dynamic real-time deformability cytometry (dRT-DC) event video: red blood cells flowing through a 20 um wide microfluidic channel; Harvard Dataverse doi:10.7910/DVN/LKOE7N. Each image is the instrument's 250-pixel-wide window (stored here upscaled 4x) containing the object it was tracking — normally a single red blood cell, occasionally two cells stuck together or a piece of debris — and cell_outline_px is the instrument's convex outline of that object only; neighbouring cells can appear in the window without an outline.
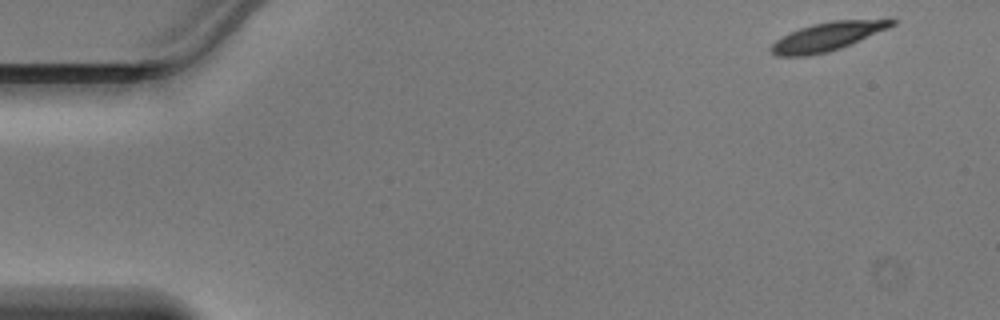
{"species": "Egyptian fruit bat (a non-hibernating species)", "species_latin": "Rousettus aegyptiacus", "temperature_condition": "warm", "stored_images_in_passage": 41, "camera_frame_rate_fps": 3000, "um_per_image_px": 0.085, "animal": {"sex": "male"}, "frame": {"image": 1, "passage_image": 1, "time_ms": 0.0, "image_size_px": [1000, 320], "cell_outline_px": [[896, 24], [888, 28], [840, 48], [828, 52], [804, 56], [776, 56], [768, 48], [776, 40], [788, 32], [812, 24], [832, 20], [888, 16], [896, 16]], "centroid_in_image_um": [70.45, 3.04], "position_along_channel_um": 14.5, "area_um2": 20.81}}
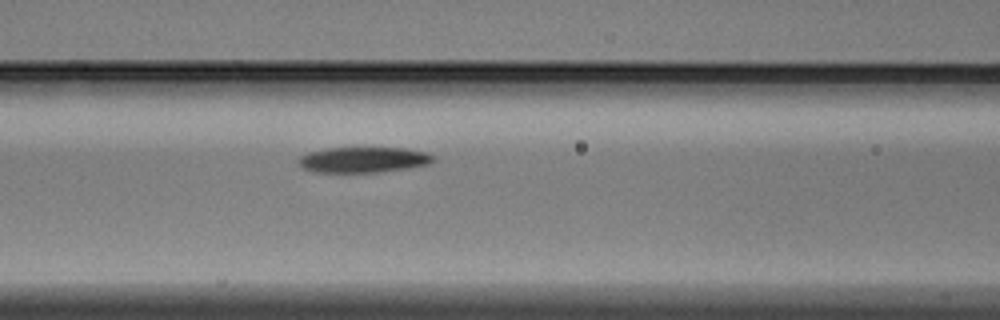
{"frame": {"image": 2, "passage_image": 18, "time_ms": 5.667, "image_size_px": [1000, 320], "cell_outline_px": [[432, 160], [428, 164], [408, 168], [376, 172], [312, 172], [304, 168], [300, 164], [300, 156], [308, 152], [328, 148], [404, 148], [424, 152], [432, 156]], "centroid_in_image_um": [30.85, 13.58], "position_along_channel_um": 135.8, "area_um2": 19.71}}
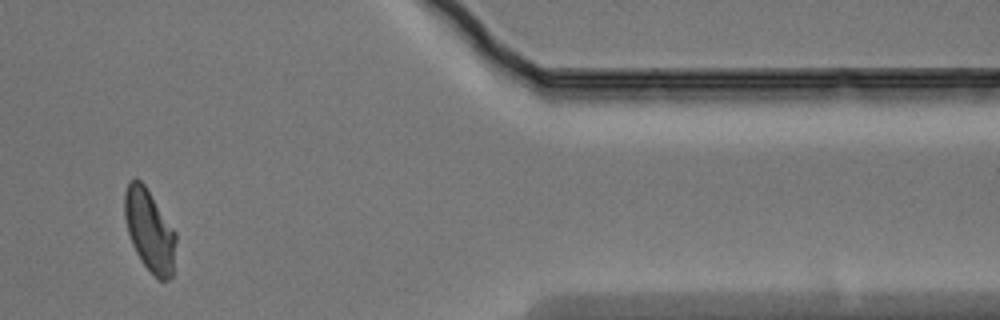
{"frame": {"image": 3, "passage_image": 35, "time_ms": 11.333, "image_size_px": [1000, 320], "cell_outline_px": [[176, 240], [172, 276], [168, 280], [160, 280], [144, 264], [136, 252], [132, 244], [128, 232], [124, 216], [124, 192], [128, 180], [136, 176], [144, 184], [176, 232]], "centroid_in_image_um": [12.69, 19.53], "position_along_channel_um": 398.7, "area_um2": 24.39}}